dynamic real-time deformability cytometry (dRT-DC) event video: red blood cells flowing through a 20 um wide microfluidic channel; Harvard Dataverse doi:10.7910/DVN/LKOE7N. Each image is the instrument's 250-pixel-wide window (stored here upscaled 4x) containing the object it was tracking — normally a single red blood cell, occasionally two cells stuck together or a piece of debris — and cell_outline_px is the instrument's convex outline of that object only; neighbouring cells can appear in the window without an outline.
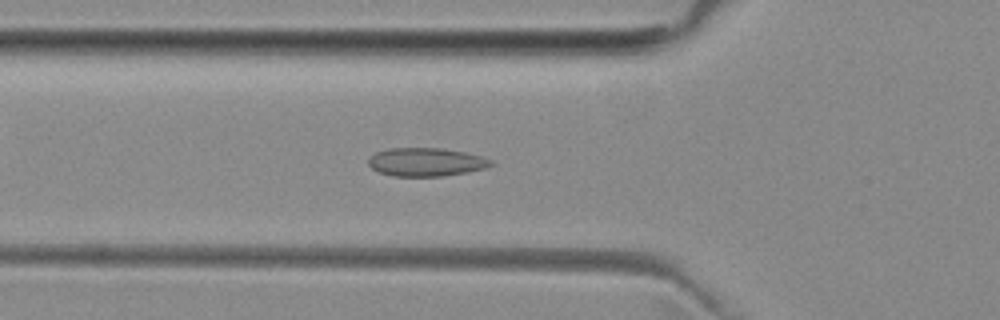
{"species": "common noctule bat (a hibernating species)", "species_latin": "Nyctalus noctula", "temperature_condition": "room temperature", "stored_images_in_passage": 44, "camera_frame_rate_fps": 3000, "um_per_image_px": 0.085, "animal": {"sex": "female", "body_mass_g": 29.2, "forearm_length_mm": 56.3}, "frame": {"image": 1, "passage_image": 9, "time_ms": 2.667, "image_size_px": [1000, 320], "cell_outline_px": [[496, 164], [488, 168], [468, 172], [440, 176], [392, 176], [380, 172], [372, 168], [368, 164], [368, 156], [376, 152], [388, 148], [444, 148], [484, 156], [492, 160]], "centroid_in_image_um": [36.25, 13.76], "position_along_channel_um": 89.5, "area_um2": 20.58}}
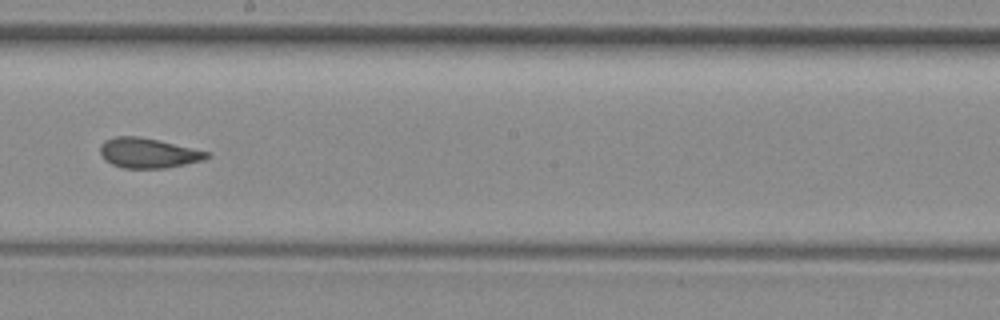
{"frame": {"image": 2, "passage_image": 20, "time_ms": 6.333, "image_size_px": [1000, 320], "cell_outline_px": [[212, 156], [204, 160], [164, 168], [124, 168], [112, 164], [104, 160], [100, 152], [100, 144], [104, 140], [116, 136], [136, 136], [156, 140], [212, 152]], "centroid_in_image_um": [12.6, 13.01], "position_along_channel_um": 235.6, "area_um2": 18.61}}
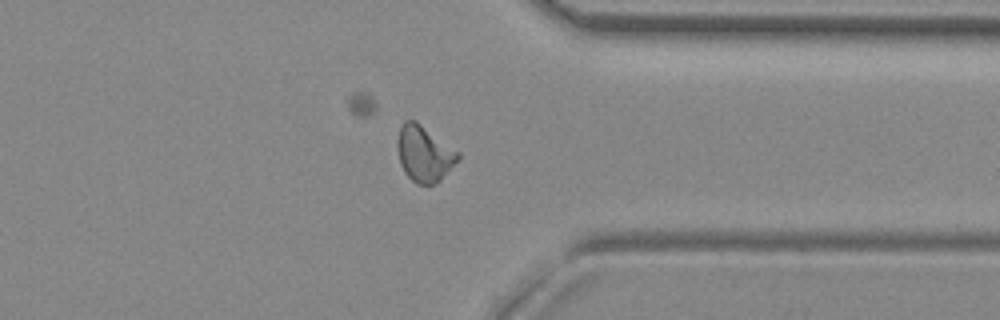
{"frame": {"image": 3, "passage_image": 31, "time_ms": 10.0, "image_size_px": [1000, 320], "cell_outline_px": [[460, 156], [440, 180], [432, 184], [416, 184], [404, 172], [400, 164], [396, 148], [396, 144], [400, 128], [404, 120], [416, 120], [460, 152]], "centroid_in_image_um": [36.03, 13.04], "position_along_channel_um": 375.4, "area_um2": 19.71}, "authors_computed_cell_mechanics": {"area_um2": 19.1318, "velocity_mm_per_s": 3.9781, "shape_relaxation_time_tau1_ms": null, "shape_relaxation_time_tau2_ms": 1.5637, "deformation_change_tau1": null, "deformation_change_tau2": 0.058}}